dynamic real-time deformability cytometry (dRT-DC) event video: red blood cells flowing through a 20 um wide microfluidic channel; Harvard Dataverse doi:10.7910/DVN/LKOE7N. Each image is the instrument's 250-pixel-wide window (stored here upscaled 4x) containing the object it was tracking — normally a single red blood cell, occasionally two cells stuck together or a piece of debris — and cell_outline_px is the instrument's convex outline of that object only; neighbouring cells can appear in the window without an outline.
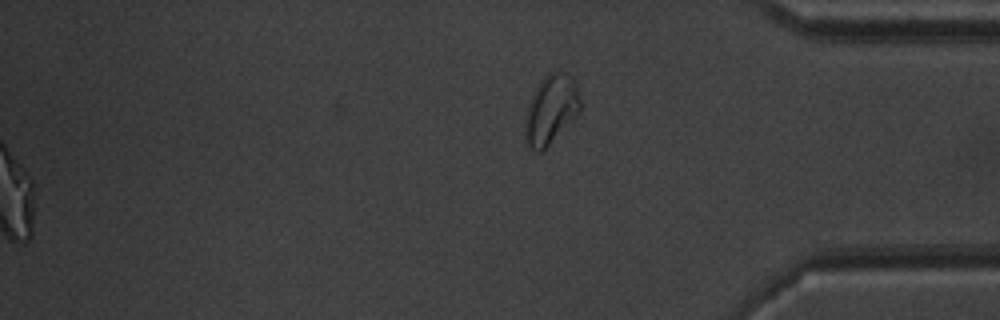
{"species": "common noctule bat (a hibernating species)", "species_latin": "Nyctalus noctula", "temperature_condition": "warm", "stored_images_in_passage": 53, "segment_of_instrument_passage": [2, 2], "camera_frame_rate_fps": 3000, "um_per_image_px": 0.085, "animal": {"sex": "male", "body_mass_g": 20.1, "forearm_length_mm": 53.5}, "frame": {"image": 1, "passage_image": 53, "time_ms": 17.333, "image_size_px": [1000, 320], "cell_outline_px": [[580, 112], [540, 152], [536, 152], [528, 144], [524, 124], [528, 104], [536, 88], [544, 76], [548, 72], [556, 68], [572, 76], [576, 80], [580, 100]], "centroid_in_image_um": [46.85, 9.22], "position_along_channel_um": 388.3, "area_um2": 22.02}}